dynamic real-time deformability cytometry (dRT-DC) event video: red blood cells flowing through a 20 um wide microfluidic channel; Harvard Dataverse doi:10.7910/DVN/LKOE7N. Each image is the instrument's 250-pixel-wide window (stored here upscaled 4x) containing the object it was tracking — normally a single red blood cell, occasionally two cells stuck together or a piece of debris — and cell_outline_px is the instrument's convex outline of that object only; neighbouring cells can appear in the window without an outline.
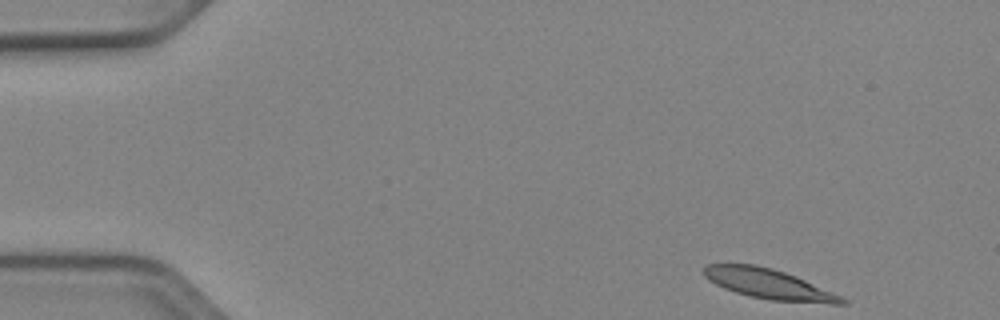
{"species": "Egyptian fruit bat (a non-hibernating species)", "species_latin": "Rousettus aegyptiacus", "temperature_condition": "cold", "stored_images_in_passage": 48, "camera_frame_rate_fps": 3000, "um_per_image_px": 0.085, "animal": {"sex": "female"}, "frame": {"image": 1, "passage_image": 1, "time_ms": 0.0, "image_size_px": [1000, 320], "cell_outline_px": [[848, 304], [832, 304], [772, 300], [752, 296], [736, 292], [724, 288], [708, 280], [704, 276], [704, 268], [708, 264], [756, 264], [772, 268], [796, 276], [832, 292], [848, 300]], "centroid_in_image_um": [65.35, 24.14], "position_along_channel_um": 19.6, "area_um2": 23.87}}
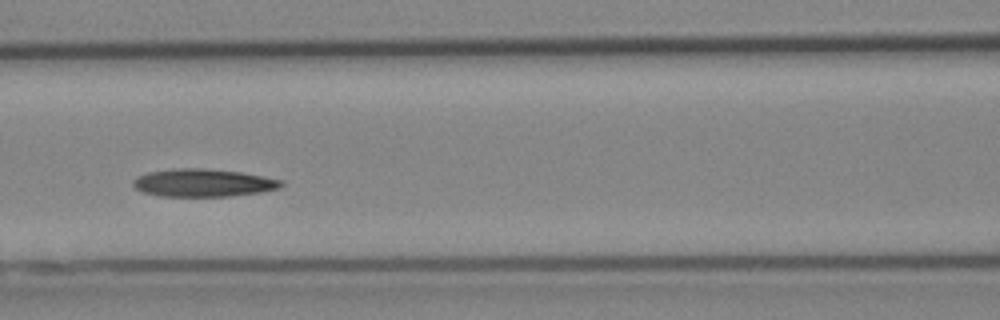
{"frame": {"image": 2, "passage_image": 19, "time_ms": 6.0, "image_size_px": [1000, 320], "cell_outline_px": [[284, 184], [280, 188], [264, 192], [228, 196], [160, 196], [144, 192], [136, 188], [132, 184], [132, 180], [148, 172], [180, 168], [204, 168], [240, 172], [264, 176], [284, 180]], "centroid_in_image_um": [17.33, 15.54], "position_along_channel_um": 149.3, "area_um2": 23.99}}
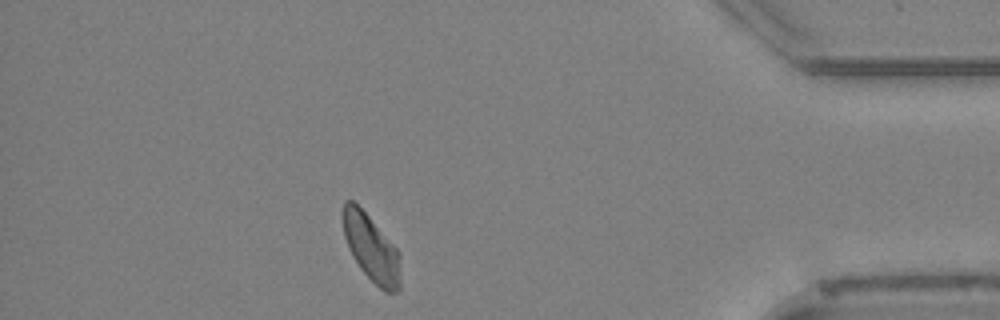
{"frame": {"image": 3, "passage_image": 42, "time_ms": 13.667, "image_size_px": [1000, 320], "cell_outline_px": [[400, 288], [396, 292], [384, 292], [360, 268], [344, 236], [340, 216], [340, 212], [344, 200], [352, 200], [368, 216], [396, 248], [400, 256]], "centroid_in_image_um": [31.53, 21.06], "position_along_channel_um": 403.7, "area_um2": 22.14}, "authors_computed_cell_mechanics": {"area_um2": 23.3223, "velocity_mm_per_s": 3.8485, "shape_relaxation_time_tau1_ms": 8.9743, "shape_relaxation_time_tau2_ms": 3.4041, "deformation_change_tau1": 0.1936, "deformation_change_tau2": 0.0825}}